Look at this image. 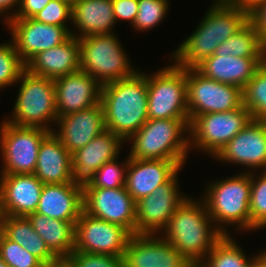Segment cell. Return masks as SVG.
<instances>
[{
	"mask_svg": "<svg viewBox=\"0 0 266 267\" xmlns=\"http://www.w3.org/2000/svg\"><path fill=\"white\" fill-rule=\"evenodd\" d=\"M248 21L246 11L239 10L230 2L214 1L200 25L176 48L171 59L181 68H195Z\"/></svg>",
	"mask_w": 266,
	"mask_h": 267,
	"instance_id": "6da1fadb",
	"label": "cell"
},
{
	"mask_svg": "<svg viewBox=\"0 0 266 267\" xmlns=\"http://www.w3.org/2000/svg\"><path fill=\"white\" fill-rule=\"evenodd\" d=\"M148 74L137 71L129 78L101 87L105 129L127 141L148 120Z\"/></svg>",
	"mask_w": 266,
	"mask_h": 267,
	"instance_id": "7a4b0ae2",
	"label": "cell"
},
{
	"mask_svg": "<svg viewBox=\"0 0 266 267\" xmlns=\"http://www.w3.org/2000/svg\"><path fill=\"white\" fill-rule=\"evenodd\" d=\"M208 214L204 201L186 198L160 233L192 264H200L224 236Z\"/></svg>",
	"mask_w": 266,
	"mask_h": 267,
	"instance_id": "3957f363",
	"label": "cell"
},
{
	"mask_svg": "<svg viewBox=\"0 0 266 267\" xmlns=\"http://www.w3.org/2000/svg\"><path fill=\"white\" fill-rule=\"evenodd\" d=\"M189 124V119H148L127 140H132L129 158L173 160L183 167L190 150Z\"/></svg>",
	"mask_w": 266,
	"mask_h": 267,
	"instance_id": "277c9868",
	"label": "cell"
},
{
	"mask_svg": "<svg viewBox=\"0 0 266 267\" xmlns=\"http://www.w3.org/2000/svg\"><path fill=\"white\" fill-rule=\"evenodd\" d=\"M203 201L214 224L224 235L228 225L250 231L251 172L236 174L207 185ZM216 223V225H215ZM225 225V227H224Z\"/></svg>",
	"mask_w": 266,
	"mask_h": 267,
	"instance_id": "5b68a950",
	"label": "cell"
},
{
	"mask_svg": "<svg viewBox=\"0 0 266 267\" xmlns=\"http://www.w3.org/2000/svg\"><path fill=\"white\" fill-rule=\"evenodd\" d=\"M18 82L20 88L12 117L5 121L19 127H39L54 131L48 125L50 122L56 123L58 118L54 80L33 75L25 69Z\"/></svg>",
	"mask_w": 266,
	"mask_h": 267,
	"instance_id": "8992f818",
	"label": "cell"
},
{
	"mask_svg": "<svg viewBox=\"0 0 266 267\" xmlns=\"http://www.w3.org/2000/svg\"><path fill=\"white\" fill-rule=\"evenodd\" d=\"M115 33L79 38L80 70L101 85L129 78L138 69L131 66Z\"/></svg>",
	"mask_w": 266,
	"mask_h": 267,
	"instance_id": "52a82bcc",
	"label": "cell"
},
{
	"mask_svg": "<svg viewBox=\"0 0 266 267\" xmlns=\"http://www.w3.org/2000/svg\"><path fill=\"white\" fill-rule=\"evenodd\" d=\"M148 119H189L187 69L175 63L148 75Z\"/></svg>",
	"mask_w": 266,
	"mask_h": 267,
	"instance_id": "ba28073f",
	"label": "cell"
},
{
	"mask_svg": "<svg viewBox=\"0 0 266 267\" xmlns=\"http://www.w3.org/2000/svg\"><path fill=\"white\" fill-rule=\"evenodd\" d=\"M251 120L244 105L232 111L199 115L189 124L190 150L195 147L213 158Z\"/></svg>",
	"mask_w": 266,
	"mask_h": 267,
	"instance_id": "9c48e42d",
	"label": "cell"
},
{
	"mask_svg": "<svg viewBox=\"0 0 266 267\" xmlns=\"http://www.w3.org/2000/svg\"><path fill=\"white\" fill-rule=\"evenodd\" d=\"M50 131L39 127H19L5 120L0 124V174H32L39 147Z\"/></svg>",
	"mask_w": 266,
	"mask_h": 267,
	"instance_id": "30bf717a",
	"label": "cell"
},
{
	"mask_svg": "<svg viewBox=\"0 0 266 267\" xmlns=\"http://www.w3.org/2000/svg\"><path fill=\"white\" fill-rule=\"evenodd\" d=\"M187 106L190 122L197 116L227 112L243 106V89L207 78L187 69Z\"/></svg>",
	"mask_w": 266,
	"mask_h": 267,
	"instance_id": "8fae6325",
	"label": "cell"
},
{
	"mask_svg": "<svg viewBox=\"0 0 266 267\" xmlns=\"http://www.w3.org/2000/svg\"><path fill=\"white\" fill-rule=\"evenodd\" d=\"M131 233L120 225L81 212L75 223L74 250L110 256H124Z\"/></svg>",
	"mask_w": 266,
	"mask_h": 267,
	"instance_id": "7c38bea8",
	"label": "cell"
},
{
	"mask_svg": "<svg viewBox=\"0 0 266 267\" xmlns=\"http://www.w3.org/2000/svg\"><path fill=\"white\" fill-rule=\"evenodd\" d=\"M136 202L125 187L83 188V211L136 234Z\"/></svg>",
	"mask_w": 266,
	"mask_h": 267,
	"instance_id": "4fadbf2b",
	"label": "cell"
},
{
	"mask_svg": "<svg viewBox=\"0 0 266 267\" xmlns=\"http://www.w3.org/2000/svg\"><path fill=\"white\" fill-rule=\"evenodd\" d=\"M178 174L136 202V234H160L185 201L187 197L179 193Z\"/></svg>",
	"mask_w": 266,
	"mask_h": 267,
	"instance_id": "5bb4252c",
	"label": "cell"
},
{
	"mask_svg": "<svg viewBox=\"0 0 266 267\" xmlns=\"http://www.w3.org/2000/svg\"><path fill=\"white\" fill-rule=\"evenodd\" d=\"M6 26L25 65L39 52L54 48L71 36L70 26L45 24L33 18H12Z\"/></svg>",
	"mask_w": 266,
	"mask_h": 267,
	"instance_id": "9a60e30c",
	"label": "cell"
},
{
	"mask_svg": "<svg viewBox=\"0 0 266 267\" xmlns=\"http://www.w3.org/2000/svg\"><path fill=\"white\" fill-rule=\"evenodd\" d=\"M213 158L266 171V121L252 119Z\"/></svg>",
	"mask_w": 266,
	"mask_h": 267,
	"instance_id": "2e32d148",
	"label": "cell"
},
{
	"mask_svg": "<svg viewBox=\"0 0 266 267\" xmlns=\"http://www.w3.org/2000/svg\"><path fill=\"white\" fill-rule=\"evenodd\" d=\"M158 234H132L123 256L124 267H190L192 263Z\"/></svg>",
	"mask_w": 266,
	"mask_h": 267,
	"instance_id": "e0dca14e",
	"label": "cell"
},
{
	"mask_svg": "<svg viewBox=\"0 0 266 267\" xmlns=\"http://www.w3.org/2000/svg\"><path fill=\"white\" fill-rule=\"evenodd\" d=\"M125 141L109 130L92 139L86 146L72 154V183L84 188L89 185L95 172L106 162L118 158Z\"/></svg>",
	"mask_w": 266,
	"mask_h": 267,
	"instance_id": "ac0fdd59",
	"label": "cell"
},
{
	"mask_svg": "<svg viewBox=\"0 0 266 267\" xmlns=\"http://www.w3.org/2000/svg\"><path fill=\"white\" fill-rule=\"evenodd\" d=\"M54 83L58 118L100 103L102 85L82 70L56 78Z\"/></svg>",
	"mask_w": 266,
	"mask_h": 267,
	"instance_id": "d6986e66",
	"label": "cell"
},
{
	"mask_svg": "<svg viewBox=\"0 0 266 267\" xmlns=\"http://www.w3.org/2000/svg\"><path fill=\"white\" fill-rule=\"evenodd\" d=\"M182 166L173 160L129 158L125 188L135 202L169 182Z\"/></svg>",
	"mask_w": 266,
	"mask_h": 267,
	"instance_id": "ffe728a7",
	"label": "cell"
},
{
	"mask_svg": "<svg viewBox=\"0 0 266 267\" xmlns=\"http://www.w3.org/2000/svg\"><path fill=\"white\" fill-rule=\"evenodd\" d=\"M56 124L59 131L52 132L71 154L106 130L101 102L91 108L61 116Z\"/></svg>",
	"mask_w": 266,
	"mask_h": 267,
	"instance_id": "44dd1931",
	"label": "cell"
},
{
	"mask_svg": "<svg viewBox=\"0 0 266 267\" xmlns=\"http://www.w3.org/2000/svg\"><path fill=\"white\" fill-rule=\"evenodd\" d=\"M44 183L32 174H1L5 215L27 216L37 209Z\"/></svg>",
	"mask_w": 266,
	"mask_h": 267,
	"instance_id": "7402d4cb",
	"label": "cell"
},
{
	"mask_svg": "<svg viewBox=\"0 0 266 267\" xmlns=\"http://www.w3.org/2000/svg\"><path fill=\"white\" fill-rule=\"evenodd\" d=\"M263 63L264 57L241 58L227 54H213L195 69L207 78L244 89Z\"/></svg>",
	"mask_w": 266,
	"mask_h": 267,
	"instance_id": "603a6c76",
	"label": "cell"
},
{
	"mask_svg": "<svg viewBox=\"0 0 266 267\" xmlns=\"http://www.w3.org/2000/svg\"><path fill=\"white\" fill-rule=\"evenodd\" d=\"M26 69L53 80L80 70L79 39L71 35L60 45L39 52L26 64Z\"/></svg>",
	"mask_w": 266,
	"mask_h": 267,
	"instance_id": "cb8c5ba5",
	"label": "cell"
},
{
	"mask_svg": "<svg viewBox=\"0 0 266 267\" xmlns=\"http://www.w3.org/2000/svg\"><path fill=\"white\" fill-rule=\"evenodd\" d=\"M33 174L44 184L72 183V154L53 132L41 142Z\"/></svg>",
	"mask_w": 266,
	"mask_h": 267,
	"instance_id": "d4e9b609",
	"label": "cell"
},
{
	"mask_svg": "<svg viewBox=\"0 0 266 267\" xmlns=\"http://www.w3.org/2000/svg\"><path fill=\"white\" fill-rule=\"evenodd\" d=\"M83 211V188L73 183L44 184L35 212L62 221H77Z\"/></svg>",
	"mask_w": 266,
	"mask_h": 267,
	"instance_id": "484cf974",
	"label": "cell"
},
{
	"mask_svg": "<svg viewBox=\"0 0 266 267\" xmlns=\"http://www.w3.org/2000/svg\"><path fill=\"white\" fill-rule=\"evenodd\" d=\"M72 24L78 33L71 35L82 38L91 35L110 34L116 23L112 0H79L72 4ZM80 34V35H79Z\"/></svg>",
	"mask_w": 266,
	"mask_h": 267,
	"instance_id": "4316f807",
	"label": "cell"
},
{
	"mask_svg": "<svg viewBox=\"0 0 266 267\" xmlns=\"http://www.w3.org/2000/svg\"><path fill=\"white\" fill-rule=\"evenodd\" d=\"M26 217L58 259H66L73 252L76 221H62L37 212Z\"/></svg>",
	"mask_w": 266,
	"mask_h": 267,
	"instance_id": "83f0119b",
	"label": "cell"
},
{
	"mask_svg": "<svg viewBox=\"0 0 266 267\" xmlns=\"http://www.w3.org/2000/svg\"><path fill=\"white\" fill-rule=\"evenodd\" d=\"M0 231L37 257L45 266L58 260L26 216L5 215Z\"/></svg>",
	"mask_w": 266,
	"mask_h": 267,
	"instance_id": "f1b7e54d",
	"label": "cell"
},
{
	"mask_svg": "<svg viewBox=\"0 0 266 267\" xmlns=\"http://www.w3.org/2000/svg\"><path fill=\"white\" fill-rule=\"evenodd\" d=\"M265 49L261 45L259 34L248 21L234 35L219 44L214 54H227L236 57H264Z\"/></svg>",
	"mask_w": 266,
	"mask_h": 267,
	"instance_id": "f546056e",
	"label": "cell"
},
{
	"mask_svg": "<svg viewBox=\"0 0 266 267\" xmlns=\"http://www.w3.org/2000/svg\"><path fill=\"white\" fill-rule=\"evenodd\" d=\"M229 235H224L200 263L202 267H247L254 257H247Z\"/></svg>",
	"mask_w": 266,
	"mask_h": 267,
	"instance_id": "4dcf8cb0",
	"label": "cell"
},
{
	"mask_svg": "<svg viewBox=\"0 0 266 267\" xmlns=\"http://www.w3.org/2000/svg\"><path fill=\"white\" fill-rule=\"evenodd\" d=\"M243 105L252 119L266 121V64L263 63L243 89Z\"/></svg>",
	"mask_w": 266,
	"mask_h": 267,
	"instance_id": "1f68e13d",
	"label": "cell"
},
{
	"mask_svg": "<svg viewBox=\"0 0 266 267\" xmlns=\"http://www.w3.org/2000/svg\"><path fill=\"white\" fill-rule=\"evenodd\" d=\"M255 174L251 172L250 231L266 228V171Z\"/></svg>",
	"mask_w": 266,
	"mask_h": 267,
	"instance_id": "d6a6232c",
	"label": "cell"
},
{
	"mask_svg": "<svg viewBox=\"0 0 266 267\" xmlns=\"http://www.w3.org/2000/svg\"><path fill=\"white\" fill-rule=\"evenodd\" d=\"M26 65L20 59L14 43H0V89L17 83Z\"/></svg>",
	"mask_w": 266,
	"mask_h": 267,
	"instance_id": "836d02e7",
	"label": "cell"
},
{
	"mask_svg": "<svg viewBox=\"0 0 266 267\" xmlns=\"http://www.w3.org/2000/svg\"><path fill=\"white\" fill-rule=\"evenodd\" d=\"M168 0H138V13L133 28L147 31L162 22L169 9Z\"/></svg>",
	"mask_w": 266,
	"mask_h": 267,
	"instance_id": "e575fe53",
	"label": "cell"
},
{
	"mask_svg": "<svg viewBox=\"0 0 266 267\" xmlns=\"http://www.w3.org/2000/svg\"><path fill=\"white\" fill-rule=\"evenodd\" d=\"M0 257L10 267H46L37 257L0 231Z\"/></svg>",
	"mask_w": 266,
	"mask_h": 267,
	"instance_id": "d590c367",
	"label": "cell"
},
{
	"mask_svg": "<svg viewBox=\"0 0 266 267\" xmlns=\"http://www.w3.org/2000/svg\"><path fill=\"white\" fill-rule=\"evenodd\" d=\"M104 163L96 172L93 181L85 187L96 188H118L125 187L126 169L129 162V156L119 164L118 160Z\"/></svg>",
	"mask_w": 266,
	"mask_h": 267,
	"instance_id": "8d00e7d4",
	"label": "cell"
},
{
	"mask_svg": "<svg viewBox=\"0 0 266 267\" xmlns=\"http://www.w3.org/2000/svg\"><path fill=\"white\" fill-rule=\"evenodd\" d=\"M33 19L45 24L67 27L66 22L72 21V4L65 0H50Z\"/></svg>",
	"mask_w": 266,
	"mask_h": 267,
	"instance_id": "74e56055",
	"label": "cell"
},
{
	"mask_svg": "<svg viewBox=\"0 0 266 267\" xmlns=\"http://www.w3.org/2000/svg\"><path fill=\"white\" fill-rule=\"evenodd\" d=\"M66 259L73 267H124L123 256L91 254L73 250Z\"/></svg>",
	"mask_w": 266,
	"mask_h": 267,
	"instance_id": "f35d334b",
	"label": "cell"
},
{
	"mask_svg": "<svg viewBox=\"0 0 266 267\" xmlns=\"http://www.w3.org/2000/svg\"><path fill=\"white\" fill-rule=\"evenodd\" d=\"M114 18L118 20H127L133 26L138 13V0H112Z\"/></svg>",
	"mask_w": 266,
	"mask_h": 267,
	"instance_id": "ab89813d",
	"label": "cell"
},
{
	"mask_svg": "<svg viewBox=\"0 0 266 267\" xmlns=\"http://www.w3.org/2000/svg\"><path fill=\"white\" fill-rule=\"evenodd\" d=\"M249 21L258 32L261 45L266 50V0L249 13Z\"/></svg>",
	"mask_w": 266,
	"mask_h": 267,
	"instance_id": "60d3db41",
	"label": "cell"
},
{
	"mask_svg": "<svg viewBox=\"0 0 266 267\" xmlns=\"http://www.w3.org/2000/svg\"><path fill=\"white\" fill-rule=\"evenodd\" d=\"M50 0H21L13 18H33Z\"/></svg>",
	"mask_w": 266,
	"mask_h": 267,
	"instance_id": "b9f144b4",
	"label": "cell"
},
{
	"mask_svg": "<svg viewBox=\"0 0 266 267\" xmlns=\"http://www.w3.org/2000/svg\"><path fill=\"white\" fill-rule=\"evenodd\" d=\"M21 0H0V15L5 14L4 12H6V16L5 19L3 20L5 21L4 23H7L10 19H12L17 11L16 8H18L19 4H20ZM17 5V7L15 6ZM15 7V8H14ZM14 9V10H12ZM10 10H12V12L9 14Z\"/></svg>",
	"mask_w": 266,
	"mask_h": 267,
	"instance_id": "7bdbcfd3",
	"label": "cell"
},
{
	"mask_svg": "<svg viewBox=\"0 0 266 267\" xmlns=\"http://www.w3.org/2000/svg\"><path fill=\"white\" fill-rule=\"evenodd\" d=\"M264 1L265 0H230L229 2L239 10L246 11L249 14Z\"/></svg>",
	"mask_w": 266,
	"mask_h": 267,
	"instance_id": "ee69618b",
	"label": "cell"
},
{
	"mask_svg": "<svg viewBox=\"0 0 266 267\" xmlns=\"http://www.w3.org/2000/svg\"><path fill=\"white\" fill-rule=\"evenodd\" d=\"M253 261L255 262L257 267H266V249L261 251L257 255L254 254Z\"/></svg>",
	"mask_w": 266,
	"mask_h": 267,
	"instance_id": "f6af8a7d",
	"label": "cell"
},
{
	"mask_svg": "<svg viewBox=\"0 0 266 267\" xmlns=\"http://www.w3.org/2000/svg\"><path fill=\"white\" fill-rule=\"evenodd\" d=\"M46 267H73L67 259H58L56 262L51 263Z\"/></svg>",
	"mask_w": 266,
	"mask_h": 267,
	"instance_id": "bcb514c9",
	"label": "cell"
},
{
	"mask_svg": "<svg viewBox=\"0 0 266 267\" xmlns=\"http://www.w3.org/2000/svg\"><path fill=\"white\" fill-rule=\"evenodd\" d=\"M4 217H5V213H4V210H3L2 189H1V186H0V227H1L2 223H3Z\"/></svg>",
	"mask_w": 266,
	"mask_h": 267,
	"instance_id": "7dc6e473",
	"label": "cell"
},
{
	"mask_svg": "<svg viewBox=\"0 0 266 267\" xmlns=\"http://www.w3.org/2000/svg\"><path fill=\"white\" fill-rule=\"evenodd\" d=\"M8 265L0 257V267H7Z\"/></svg>",
	"mask_w": 266,
	"mask_h": 267,
	"instance_id": "c3c4849f",
	"label": "cell"
},
{
	"mask_svg": "<svg viewBox=\"0 0 266 267\" xmlns=\"http://www.w3.org/2000/svg\"><path fill=\"white\" fill-rule=\"evenodd\" d=\"M247 267H257V266H256L255 262L252 261Z\"/></svg>",
	"mask_w": 266,
	"mask_h": 267,
	"instance_id": "681fc988",
	"label": "cell"
},
{
	"mask_svg": "<svg viewBox=\"0 0 266 267\" xmlns=\"http://www.w3.org/2000/svg\"><path fill=\"white\" fill-rule=\"evenodd\" d=\"M65 1H68L69 3L73 4L74 2H77L79 0H65Z\"/></svg>",
	"mask_w": 266,
	"mask_h": 267,
	"instance_id": "f907efd6",
	"label": "cell"
},
{
	"mask_svg": "<svg viewBox=\"0 0 266 267\" xmlns=\"http://www.w3.org/2000/svg\"><path fill=\"white\" fill-rule=\"evenodd\" d=\"M190 267H202L200 264H192Z\"/></svg>",
	"mask_w": 266,
	"mask_h": 267,
	"instance_id": "816d5d0a",
	"label": "cell"
},
{
	"mask_svg": "<svg viewBox=\"0 0 266 267\" xmlns=\"http://www.w3.org/2000/svg\"><path fill=\"white\" fill-rule=\"evenodd\" d=\"M264 63L266 64V50L264 52Z\"/></svg>",
	"mask_w": 266,
	"mask_h": 267,
	"instance_id": "f5cc1de1",
	"label": "cell"
},
{
	"mask_svg": "<svg viewBox=\"0 0 266 267\" xmlns=\"http://www.w3.org/2000/svg\"><path fill=\"white\" fill-rule=\"evenodd\" d=\"M213 1H225V2H229L230 0H213Z\"/></svg>",
	"mask_w": 266,
	"mask_h": 267,
	"instance_id": "db71d44e",
	"label": "cell"
}]
</instances>
